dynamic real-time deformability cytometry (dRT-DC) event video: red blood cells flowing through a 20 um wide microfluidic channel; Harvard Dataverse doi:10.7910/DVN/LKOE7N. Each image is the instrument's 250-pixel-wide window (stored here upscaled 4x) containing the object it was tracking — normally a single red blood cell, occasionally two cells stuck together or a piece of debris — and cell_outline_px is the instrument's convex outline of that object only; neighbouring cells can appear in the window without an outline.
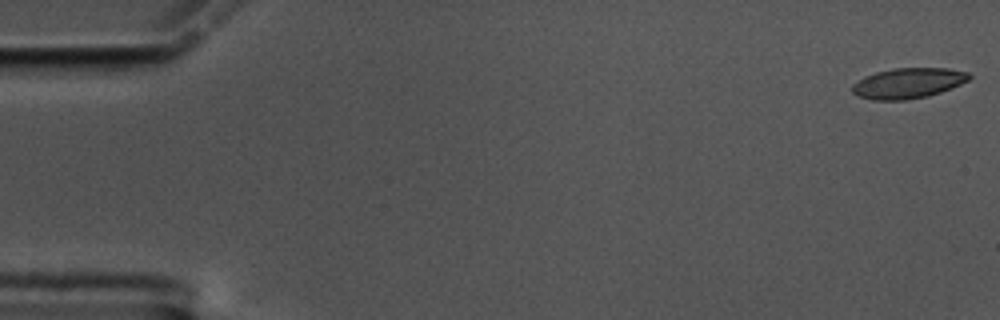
{"species": "common noctule bat (a hibernating species)", "species_latin": "Nyctalus noctula", "temperature_condition": "cold", "stored_images_in_passage": 18, "camera_frame_rate_fps": 3000, "um_per_image_px": 0.085, "animal": {"sex": "male", "body_mass_g": 17.5, "forearm_length_mm": 52.3}, "frame": {"image": 1, "passage_image": 1, "time_ms": 0.0, "image_size_px": [1000, 320], "cell_outline_px": [[972, 76], [968, 80], [952, 88], [928, 96], [904, 100], [872, 100], [860, 96], [852, 92], [852, 84], [864, 76], [876, 72], [896, 68], [948, 68], [968, 72]], "centroid_in_image_um": [77.19, 7.06], "position_along_channel_um": 7.8, "area_um2": 20.69}}
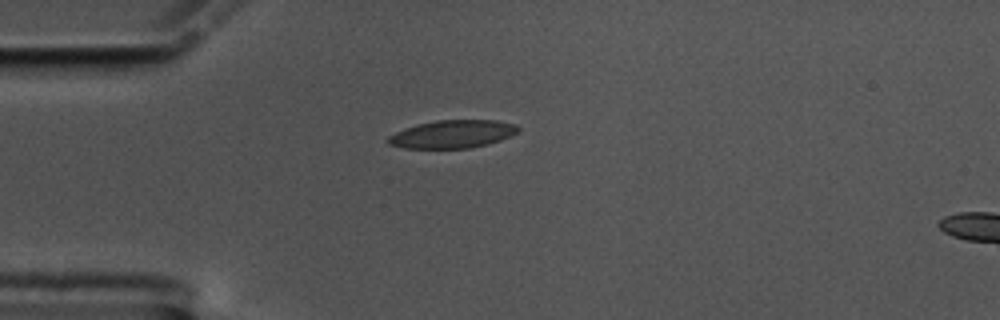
{"frame": {"image": 2, "passage_image": 15, "time_ms": 4.667, "image_size_px": [1000, 320], "cell_outline_px": [[520, 132], [500, 140], [488, 144], [468, 148], [404, 148], [388, 144], [384, 140], [388, 136], [404, 128], [416, 124], [436, 120], [496, 120], [516, 124], [520, 128]], "centroid_in_image_um": [38.45, 11.39], "position_along_channel_um": 46.5, "area_um2": 21.39}}